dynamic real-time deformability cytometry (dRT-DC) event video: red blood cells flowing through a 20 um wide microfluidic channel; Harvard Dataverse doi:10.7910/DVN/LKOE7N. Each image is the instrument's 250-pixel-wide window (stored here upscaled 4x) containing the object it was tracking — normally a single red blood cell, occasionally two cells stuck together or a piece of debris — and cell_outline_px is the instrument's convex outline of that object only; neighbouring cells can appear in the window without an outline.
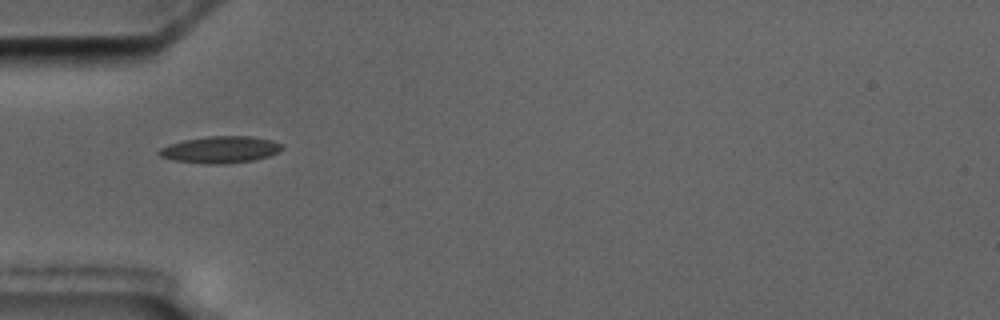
{"species": "common noctule bat (a hibernating species)", "species_latin": "Nyctalus noctula", "temperature_condition": "cold", "stored_images_in_passage": 4, "camera_frame_rate_fps": 3000, "um_per_image_px": 0.085, "animal": {"sex": "male", "body_mass_g": 17.5, "forearm_length_mm": 52.3}, "frame": {"image": 1, "passage_image": 1, "time_ms": 0.0, "image_size_px": [1000, 320], "cell_outline_px": [[284, 148], [280, 152], [268, 156], [252, 160], [224, 164], [204, 164], [172, 160], [160, 156], [156, 152], [160, 148], [168, 144], [184, 140], [208, 136], [252, 136], [272, 140], [284, 144]], "centroid_in_image_um": [18.74, 12.71], "position_along_channel_um": 66.3, "area_um2": 19.42}}
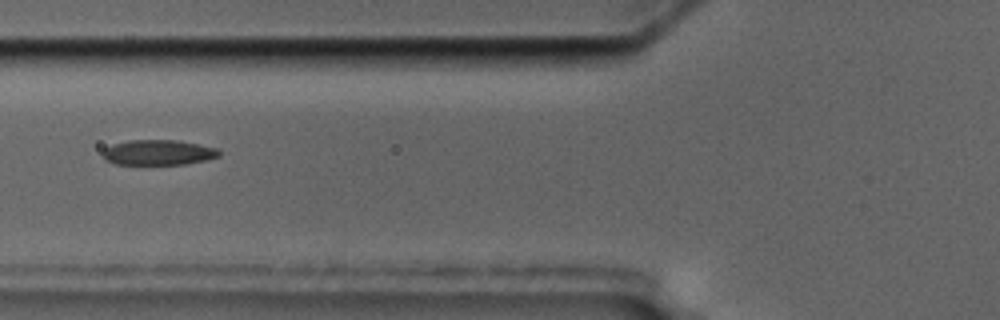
{"frame": {"image": 2, "passage_image": 2, "time_ms": 1.333, "image_size_px": [1000, 320], "cell_outline_px": [[220, 156], [204, 160], [184, 164], [116, 164], [104, 160], [104, 148], [112, 144], [128, 140], [176, 140], [200, 144], [220, 148]], "centroid_in_image_um": [13.47, 12.95], "position_along_channel_um": 112.3, "area_um2": 17.17}}
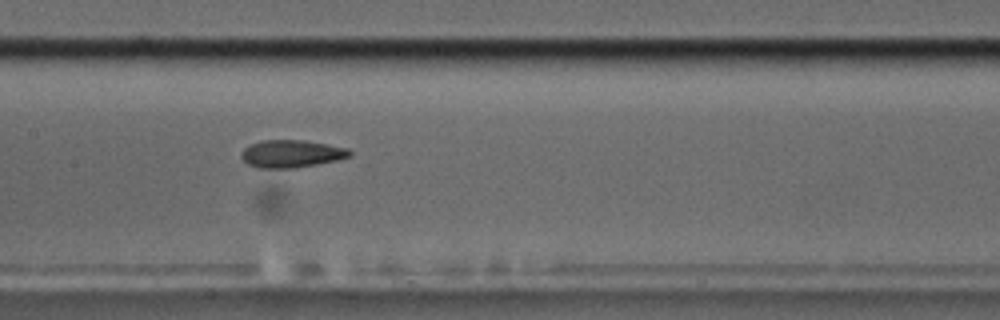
{"frame": {"image": 3, "passage_image": 4, "time_ms": 3.333, "image_size_px": [1000, 320], "cell_outline_px": [[352, 156], [336, 160], [296, 168], [256, 168], [248, 164], [240, 156], [240, 152], [248, 144], [260, 140], [304, 140], [328, 144], [348, 148], [352, 152]], "centroid_in_image_um": [24.74, 13.06], "position_along_channel_um": 182.7, "area_um2": 17.63}}